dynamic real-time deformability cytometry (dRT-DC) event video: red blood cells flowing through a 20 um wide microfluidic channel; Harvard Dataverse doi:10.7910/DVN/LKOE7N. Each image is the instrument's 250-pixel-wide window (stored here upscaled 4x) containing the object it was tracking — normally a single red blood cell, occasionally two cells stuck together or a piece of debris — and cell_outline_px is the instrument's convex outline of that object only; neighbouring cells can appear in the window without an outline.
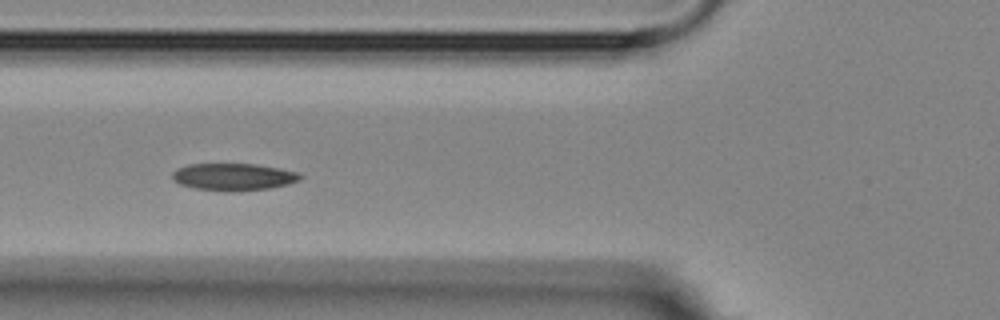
{"species": "Egyptian fruit bat (a non-hibernating species)", "species_latin": "Rousettus aegyptiacus", "temperature_condition": "room temperature", "stored_images_in_passage": 3, "camera_frame_rate_fps": 3000, "um_per_image_px": 0.085, "animal": {"sex": "female"}, "frame": {"image": 1, "passage_image": 3, "time_ms": 2.333, "image_size_px": [1000, 320], "cell_outline_px": [[304, 176], [300, 180], [288, 184], [268, 188], [232, 192], [224, 192], [196, 188], [180, 184], [172, 180], [172, 172], [176, 168], [188, 164], [256, 164], [280, 168], [300, 172]], "centroid_in_image_um": [19.86, 15.03], "position_along_channel_um": 105.9, "area_um2": 20.52}}